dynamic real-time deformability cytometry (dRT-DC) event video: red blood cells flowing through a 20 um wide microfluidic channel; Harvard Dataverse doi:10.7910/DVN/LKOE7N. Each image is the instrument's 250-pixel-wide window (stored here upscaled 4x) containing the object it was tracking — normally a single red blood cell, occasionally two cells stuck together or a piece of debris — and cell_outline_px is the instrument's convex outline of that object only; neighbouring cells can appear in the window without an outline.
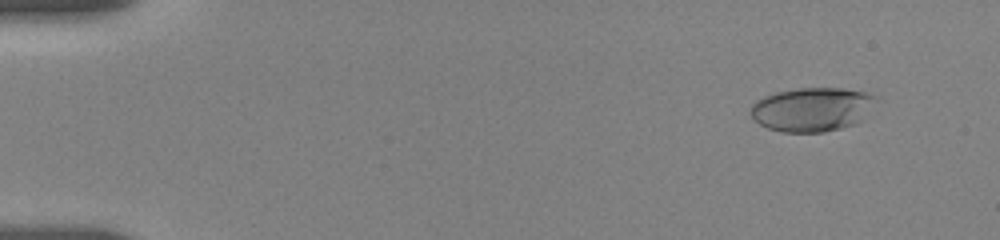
{"species": "human", "species_latin": "Homo sapiens", "temperature_condition": "room temperature", "stored_images_in_passage": 22, "camera_frame_rate_fps": 3000, "um_per_image_px": 0.085, "donor": {"sex": "female"}, "frame": {"image": 1, "passage_image": 4, "time_ms": 1.333, "image_size_px": [1000, 240], "cell_outline_px": [[876, 100], [852, 124], [840, 128], [824, 132], [780, 132], [768, 128], [752, 120], [752, 104], [756, 100], [764, 96], [776, 92], [800, 88], [840, 88], [864, 92], [872, 96]], "centroid_in_image_um": [68.9, 9.29], "position_along_channel_um": 16.1, "area_um2": 31.27}}
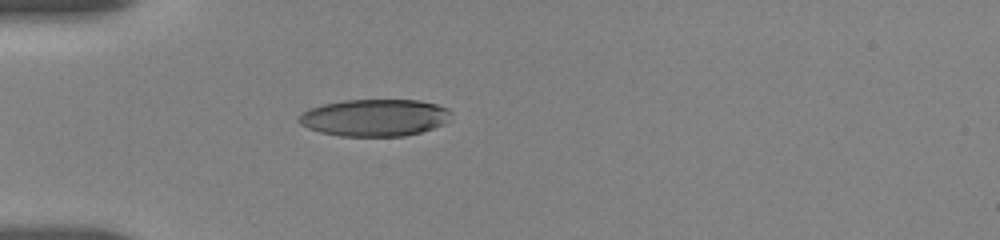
{"frame": {"image": 2, "passage_image": 18, "time_ms": 5.333, "image_size_px": [1000, 240], "cell_outline_px": [[452, 112], [448, 120], [444, 124], [420, 132], [404, 136], [340, 136], [320, 132], [308, 128], [300, 124], [296, 120], [296, 116], [308, 108], [324, 104], [344, 100], [420, 100], [436, 104], [448, 108]], "centroid_in_image_um": [31.81, 10.0], "position_along_channel_um": 53.2, "area_um2": 33.12}}